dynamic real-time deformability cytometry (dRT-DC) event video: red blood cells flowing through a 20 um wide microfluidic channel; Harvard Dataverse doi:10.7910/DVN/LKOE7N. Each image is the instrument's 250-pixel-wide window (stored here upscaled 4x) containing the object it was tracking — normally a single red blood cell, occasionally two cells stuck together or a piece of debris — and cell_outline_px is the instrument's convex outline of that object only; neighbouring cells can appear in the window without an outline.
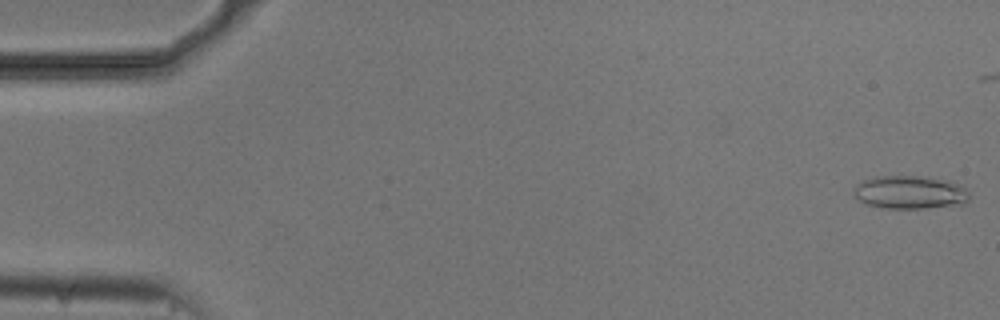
{"species": "common noctule bat (a hibernating species)", "species_latin": "Nyctalus noctula", "temperature_condition": "cold", "stored_images_in_passage": 13, "camera_frame_rate_fps": 3000, "um_per_image_px": 0.085, "animal": {"sex": "male", "body_mass_g": 20.5, "forearm_length_mm": 52.5}, "frame": {"image": 1, "passage_image": 1, "time_ms": 0.0, "image_size_px": [1000, 320], "cell_outline_px": [[968, 200], [964, 204], [924, 208], [884, 208], [868, 204], [852, 196], [852, 188], [856, 184], [872, 176], [920, 176], [948, 180], [960, 184], [968, 192]], "centroid_in_image_um": [77.31, 16.33], "position_along_channel_um": 7.7, "area_um2": 22.54}}